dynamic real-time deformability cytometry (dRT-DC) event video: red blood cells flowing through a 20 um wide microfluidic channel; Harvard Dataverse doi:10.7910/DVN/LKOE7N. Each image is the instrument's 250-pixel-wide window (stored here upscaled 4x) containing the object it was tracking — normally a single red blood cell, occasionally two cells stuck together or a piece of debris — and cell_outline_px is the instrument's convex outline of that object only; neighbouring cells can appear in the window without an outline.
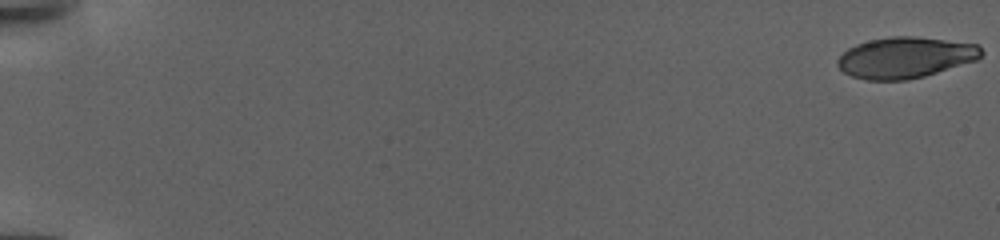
{"species": "human", "species_latin": "Homo sapiens", "temperature_condition": "warm", "stored_images_in_passage": 137, "camera_frame_rate_fps": 3000, "um_per_image_px": 0.085, "donor": {"sex": "female"}, "frame": {"image": 1, "passage_image": 1, "time_ms": 0.0, "image_size_px": [1000, 240], "cell_outline_px": [[984, 52], [976, 60], [924, 76], [904, 80], [868, 80], [852, 76], [844, 72], [836, 64], [836, 60], [848, 48], [856, 44], [872, 40], [892, 36], [912, 36], [976, 44]], "centroid_in_image_um": [76.92, 4.89], "position_along_channel_um": 8.1, "area_um2": 33.93}}
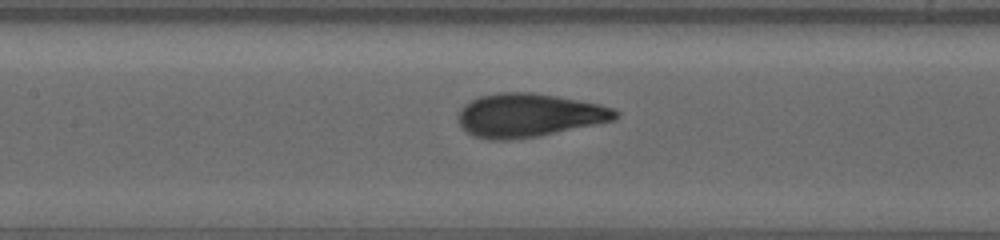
{"frame": {"image": 2, "passage_image": 70, "time_ms": 23.0, "image_size_px": [1000, 240], "cell_outline_px": [[620, 116], [616, 120], [540, 136], [512, 140], [488, 140], [472, 136], [460, 128], [456, 120], [456, 116], [460, 108], [464, 104], [480, 96], [496, 92], [536, 92], [600, 104], [612, 108], [620, 112]], "centroid_in_image_um": [44.91, 9.8], "position_along_channel_um": 162.5, "area_um2": 40.69}}
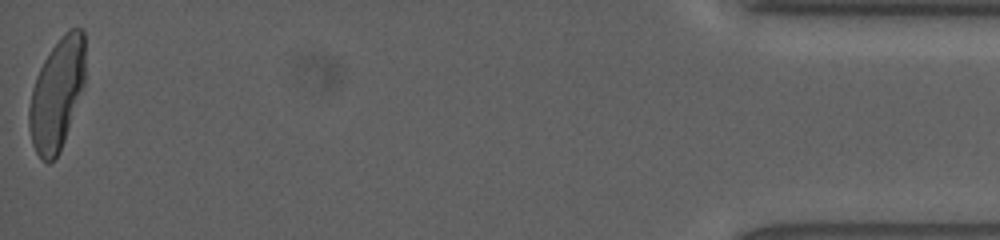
{"frame": {"image": 3, "passage_image": 137, "time_ms": 45.333, "image_size_px": [1000, 240], "cell_outline_px": [[84, 84], [60, 152], [48, 164], [36, 152], [32, 144], [28, 128], [28, 108], [32, 88], [36, 76], [44, 60], [52, 48], [68, 28], [80, 28], [84, 32]], "centroid_in_image_um": [4.81, 8.01], "position_along_channel_um": 430.4, "area_um2": 36.13}}